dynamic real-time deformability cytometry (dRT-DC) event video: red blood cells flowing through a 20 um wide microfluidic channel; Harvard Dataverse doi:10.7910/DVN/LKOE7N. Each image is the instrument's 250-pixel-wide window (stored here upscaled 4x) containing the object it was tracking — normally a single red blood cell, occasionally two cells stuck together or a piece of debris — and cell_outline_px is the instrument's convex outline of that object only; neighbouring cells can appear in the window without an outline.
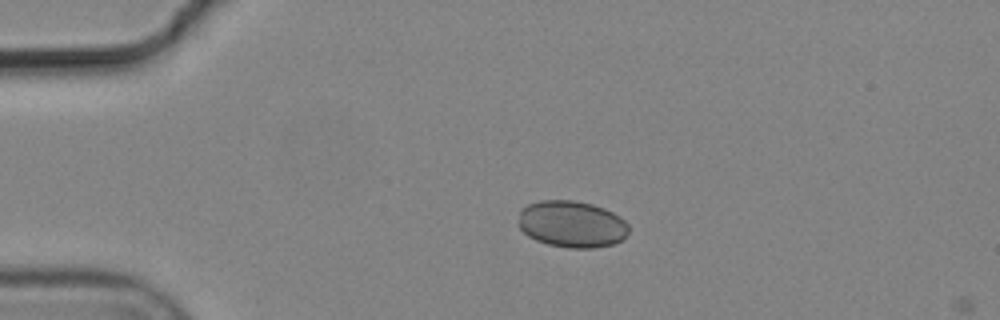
{"species": "common noctule bat (a hibernating species)", "species_latin": "Nyctalus noctula", "temperature_condition": "cold", "stored_images_in_passage": 4, "camera_frame_rate_fps": 3000, "um_per_image_px": 0.085, "animal": {"sex": "male", "body_mass_g": 19.2, "forearm_length_mm": 51.8}, "frame": {"image": 1, "passage_image": 3, "time_ms": 0.667, "image_size_px": [1000, 320], "cell_outline_px": [[628, 232], [624, 240], [612, 244], [592, 248], [568, 248], [548, 244], [536, 240], [528, 236], [516, 224], [520, 208], [528, 204], [540, 200], [572, 200], [592, 204], [604, 208], [620, 216], [628, 224]], "centroid_in_image_um": [48.58, 19.04], "position_along_channel_um": 36.4, "area_um2": 30.4}}